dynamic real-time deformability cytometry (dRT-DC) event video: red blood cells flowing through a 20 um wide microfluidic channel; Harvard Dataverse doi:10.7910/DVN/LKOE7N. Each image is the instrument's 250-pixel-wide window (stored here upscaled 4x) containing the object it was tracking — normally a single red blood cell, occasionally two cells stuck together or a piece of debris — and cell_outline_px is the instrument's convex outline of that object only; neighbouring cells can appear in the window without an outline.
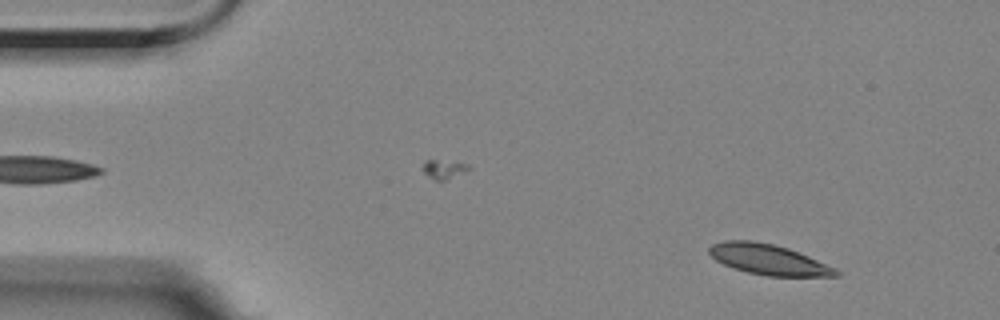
{"species": "Egyptian fruit bat (a non-hibernating species)", "species_latin": "Rousettus aegyptiacus", "temperature_condition": "room temperature", "stored_images_in_passage": 56, "camera_frame_rate_fps": 3000, "um_per_image_px": 0.085, "animal": {"sex": "female"}, "frame": {"image": 1, "passage_image": 5, "time_ms": 1.333, "image_size_px": [1000, 320], "cell_outline_px": [[840, 276], [768, 276], [748, 272], [732, 268], [716, 260], [708, 252], [708, 248], [712, 244], [724, 240], [752, 240], [772, 244], [788, 248], [808, 256], [836, 268], [840, 272]], "centroid_in_image_um": [65.31, 22.06], "position_along_channel_um": 19.7, "area_um2": 22.43}}
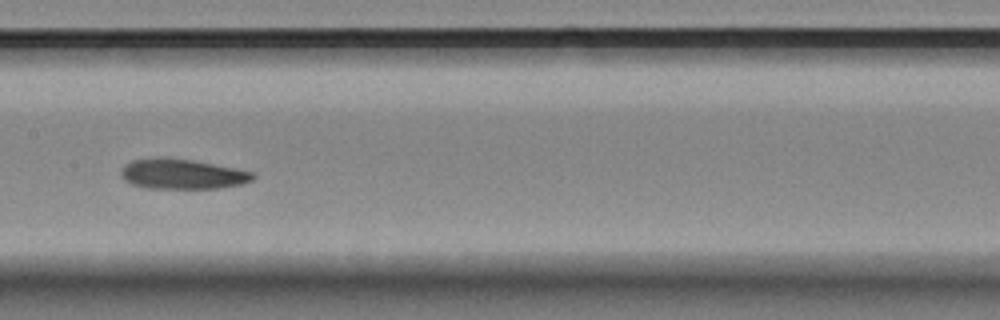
{"frame": {"image": 2, "passage_image": 27, "time_ms": 8.667, "image_size_px": [1000, 320], "cell_outline_px": [[256, 176], [252, 180], [240, 184], [220, 188], [148, 188], [132, 184], [124, 180], [120, 176], [120, 168], [124, 164], [132, 160], [156, 156], [168, 156], [192, 160], [252, 172]], "centroid_in_image_um": [15.39, 14.77], "position_along_channel_um": 192.0, "area_um2": 23.29}}
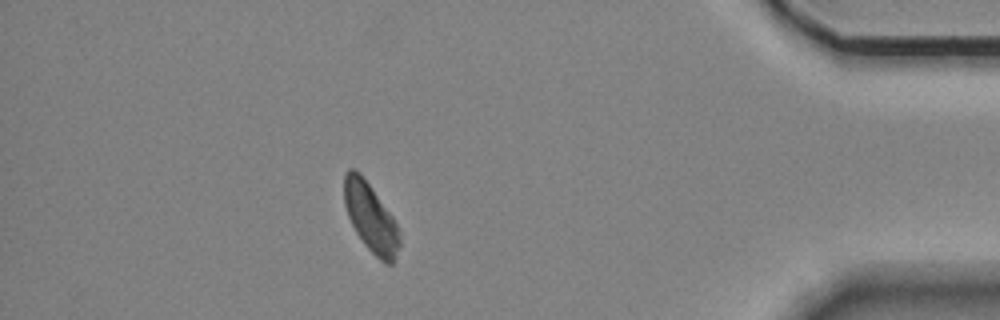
{"frame": {"image": 3, "passage_image": 49, "time_ms": 16.0, "image_size_px": [1000, 320], "cell_outline_px": [[400, 244], [392, 264], [384, 264], [364, 244], [356, 232], [348, 216], [344, 204], [344, 172], [348, 168], [352, 168], [360, 172], [392, 216], [400, 232]], "centroid_in_image_um": [31.49, 18.48], "position_along_channel_um": 403.7, "area_um2": 22.02}, "authors_computed_cell_mechanics": {"area_um2": 23.0333, "velocity_mm_per_s": 3.5015, "shape_relaxation_time_tau1_ms": 10.848, "shape_relaxation_time_tau2_ms": null, "deformation_change_tau1": 0.2048, "deformation_change_tau2": null}}